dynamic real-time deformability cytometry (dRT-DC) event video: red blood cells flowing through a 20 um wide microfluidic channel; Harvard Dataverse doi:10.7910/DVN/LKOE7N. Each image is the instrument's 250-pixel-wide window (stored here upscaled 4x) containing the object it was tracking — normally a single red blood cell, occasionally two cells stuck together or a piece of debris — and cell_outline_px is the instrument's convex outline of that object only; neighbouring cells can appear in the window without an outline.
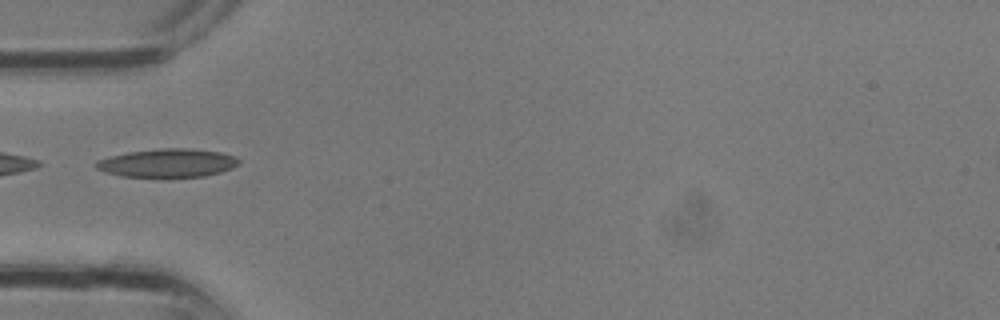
{"species": "common noctule bat (a hibernating species)", "species_latin": "Nyctalus noctula", "temperature_condition": "room temperature", "stored_images_in_passage": 21, "camera_frame_rate_fps": 3000, "um_per_image_px": 0.085, "animal": {"sex": "male", "body_mass_g": 13.3}, "frame": {"image": 1, "passage_image": 1, "time_ms": 0.0, "image_size_px": [1000, 320], "cell_outline_px": [[240, 164], [232, 168], [220, 172], [204, 176], [168, 180], [164, 180], [120, 176], [104, 172], [96, 168], [96, 164], [100, 160], [112, 156], [128, 152], [160, 148], [188, 148], [220, 152], [236, 156], [240, 160]], "centroid_in_image_um": [14.28, 13.9], "position_along_channel_um": 70.7, "area_um2": 24.62}}
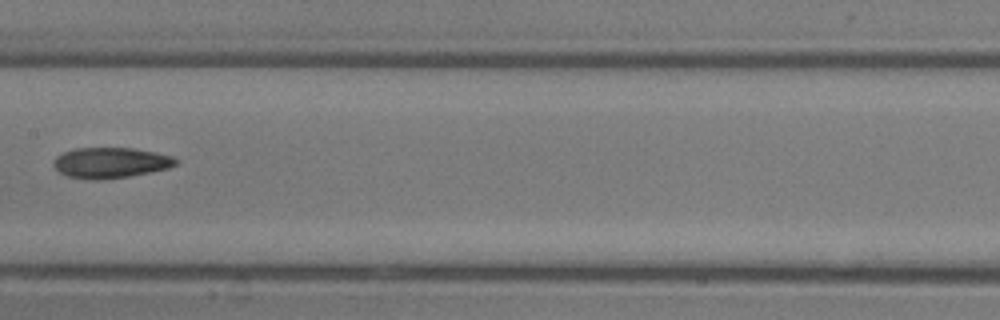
{"frame": {"image": 2, "passage_image": 7, "time_ms": 2.0, "image_size_px": [1000, 320], "cell_outline_px": [[176, 164], [168, 168], [128, 176], [96, 180], [92, 180], [68, 176], [60, 172], [52, 164], [56, 156], [64, 152], [76, 148], [132, 148], [172, 156], [176, 160]], "centroid_in_image_um": [9.35, 13.83], "position_along_channel_um": 198.0, "area_um2": 21.39}}
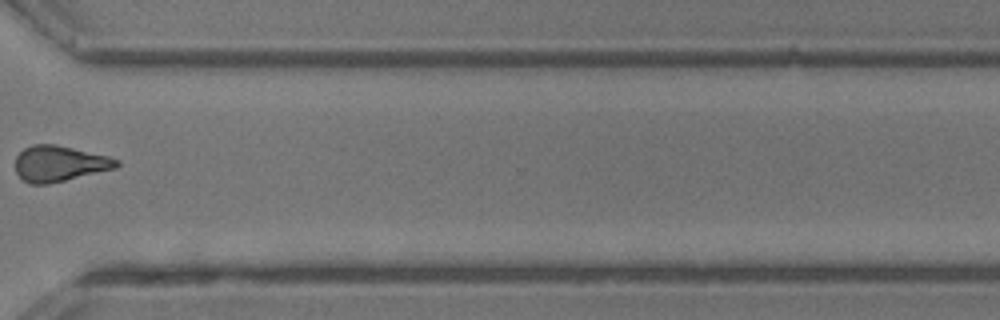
{"frame": {"image": 3, "passage_image": 15, "time_ms": 4.667, "image_size_px": [1000, 320], "cell_outline_px": [[120, 164], [116, 168], [48, 184], [28, 184], [16, 172], [16, 156], [24, 148], [32, 144], [56, 144], [108, 156], [120, 160]], "centroid_in_image_um": [5.05, 13.9], "position_along_channel_um": 365.5, "area_um2": 21.04}}